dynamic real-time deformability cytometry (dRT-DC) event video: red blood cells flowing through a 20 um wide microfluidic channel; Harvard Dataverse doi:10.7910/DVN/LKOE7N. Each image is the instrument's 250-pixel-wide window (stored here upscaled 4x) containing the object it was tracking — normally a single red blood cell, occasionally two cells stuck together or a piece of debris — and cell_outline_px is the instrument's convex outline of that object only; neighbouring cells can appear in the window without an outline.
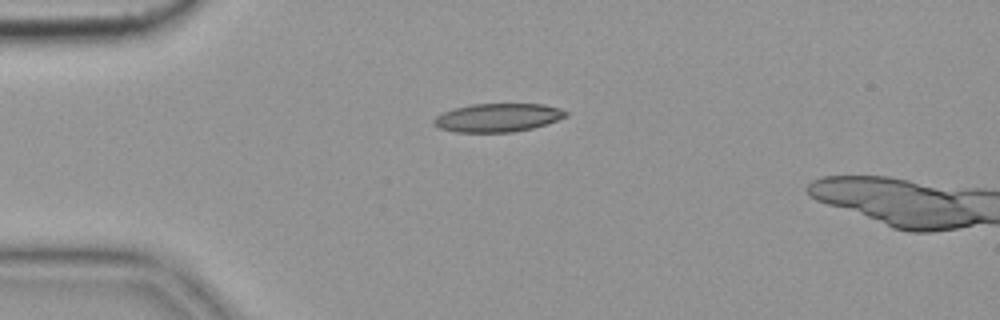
{"species": "common noctule bat (a hibernating species)", "species_latin": "Nyctalus noctula", "temperature_condition": "cold", "stored_images_in_passage": 5, "camera_frame_rate_fps": 3000, "um_per_image_px": 0.085, "animal": {"sex": "female", "body_mass_g": 19.9}, "frame": {"image": 1, "passage_image": 4, "time_ms": 1.0, "image_size_px": [1000, 320], "cell_outline_px": [[568, 116], [532, 128], [512, 132], [456, 132], [440, 128], [432, 124], [432, 120], [436, 116], [444, 112], [456, 108], [472, 104], [544, 104], [560, 108], [568, 112]], "centroid_in_image_um": [42.3, 10.0], "position_along_channel_um": 42.7, "area_um2": 21.73}}